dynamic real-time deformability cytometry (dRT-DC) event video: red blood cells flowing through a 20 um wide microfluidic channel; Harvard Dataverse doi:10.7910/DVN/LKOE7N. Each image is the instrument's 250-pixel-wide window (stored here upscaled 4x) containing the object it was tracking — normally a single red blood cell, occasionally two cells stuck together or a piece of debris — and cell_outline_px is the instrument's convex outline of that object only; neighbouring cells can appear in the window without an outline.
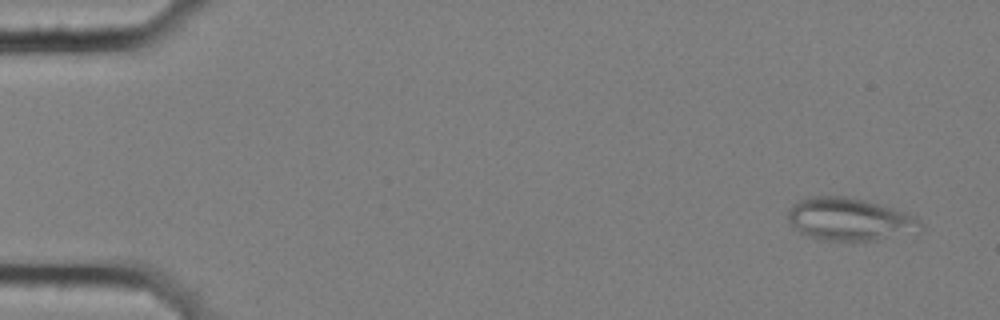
{"species": "common noctule bat (a hibernating species)", "species_latin": "Nyctalus noctula", "temperature_condition": "cold", "stored_images_in_passage": 5, "camera_frame_rate_fps": 3000, "um_per_image_px": 0.085, "animal": {"sex": "female", "body_mass_g": 25.1}, "frame": {"image": 1, "passage_image": 1, "time_ms": 0.0, "image_size_px": [1000, 320], "cell_outline_px": [[924, 228], [876, 240], [816, 240], [800, 232], [788, 220], [788, 208], [796, 200], [808, 196], [852, 196], [880, 204], [916, 216], [920, 220]], "centroid_in_image_um": [72.15, 18.61], "position_along_channel_um": 12.8, "area_um2": 32.95}}